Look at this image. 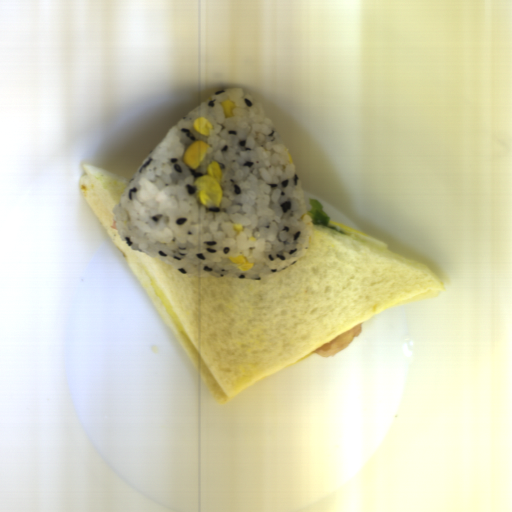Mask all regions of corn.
<instances>
[{"label": "corn", "mask_w": 512, "mask_h": 512, "mask_svg": "<svg viewBox=\"0 0 512 512\" xmlns=\"http://www.w3.org/2000/svg\"><path fill=\"white\" fill-rule=\"evenodd\" d=\"M221 175L219 163L211 161L206 167V174L195 179L196 199L210 209L217 208L222 202L224 188Z\"/></svg>", "instance_id": "corn-1"}, {"label": "corn", "mask_w": 512, "mask_h": 512, "mask_svg": "<svg viewBox=\"0 0 512 512\" xmlns=\"http://www.w3.org/2000/svg\"><path fill=\"white\" fill-rule=\"evenodd\" d=\"M211 146L202 140L191 143L183 157L184 165L189 169H196L210 150Z\"/></svg>", "instance_id": "corn-2"}, {"label": "corn", "mask_w": 512, "mask_h": 512, "mask_svg": "<svg viewBox=\"0 0 512 512\" xmlns=\"http://www.w3.org/2000/svg\"><path fill=\"white\" fill-rule=\"evenodd\" d=\"M193 122L194 130L204 136L210 135L211 131L215 130V126L205 117L195 118Z\"/></svg>", "instance_id": "corn-3"}, {"label": "corn", "mask_w": 512, "mask_h": 512, "mask_svg": "<svg viewBox=\"0 0 512 512\" xmlns=\"http://www.w3.org/2000/svg\"><path fill=\"white\" fill-rule=\"evenodd\" d=\"M228 259L232 263L237 264V269H239L240 271H243V272L249 271L254 266L253 263H249L247 257L244 255H241L239 257H231Z\"/></svg>", "instance_id": "corn-4"}, {"label": "corn", "mask_w": 512, "mask_h": 512, "mask_svg": "<svg viewBox=\"0 0 512 512\" xmlns=\"http://www.w3.org/2000/svg\"><path fill=\"white\" fill-rule=\"evenodd\" d=\"M236 106L235 102L231 99H226L221 103V107L223 108V113L226 117L235 116L233 113V108Z\"/></svg>", "instance_id": "corn-5"}, {"label": "corn", "mask_w": 512, "mask_h": 512, "mask_svg": "<svg viewBox=\"0 0 512 512\" xmlns=\"http://www.w3.org/2000/svg\"><path fill=\"white\" fill-rule=\"evenodd\" d=\"M235 234H240L242 231H244V226L242 223L234 224L233 226Z\"/></svg>", "instance_id": "corn-6"}, {"label": "corn", "mask_w": 512, "mask_h": 512, "mask_svg": "<svg viewBox=\"0 0 512 512\" xmlns=\"http://www.w3.org/2000/svg\"><path fill=\"white\" fill-rule=\"evenodd\" d=\"M287 157H288L289 164H292L294 161H293L292 154L290 152H287Z\"/></svg>", "instance_id": "corn-7"}]
</instances>
